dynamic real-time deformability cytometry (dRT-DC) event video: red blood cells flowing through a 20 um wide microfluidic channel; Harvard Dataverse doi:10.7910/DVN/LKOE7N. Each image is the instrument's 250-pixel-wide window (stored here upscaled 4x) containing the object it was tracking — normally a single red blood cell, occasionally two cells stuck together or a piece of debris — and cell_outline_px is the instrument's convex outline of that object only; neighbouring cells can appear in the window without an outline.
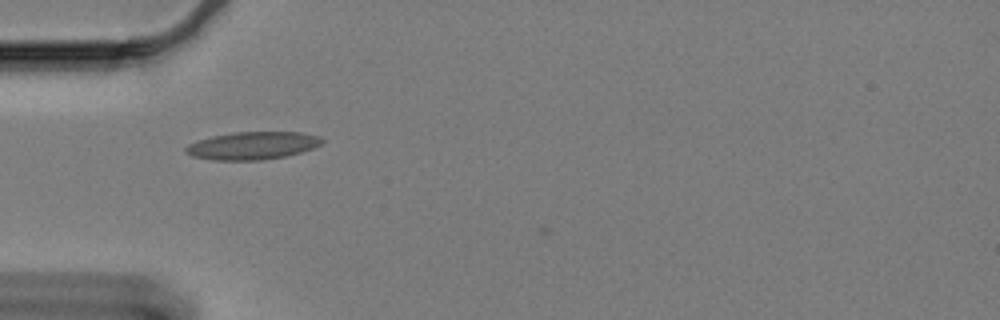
{"species": "Egyptian fruit bat (a non-hibernating species)", "species_latin": "Rousettus aegyptiacus", "temperature_condition": "cold", "stored_images_in_passage": 14, "camera_frame_rate_fps": 3000, "um_per_image_px": 0.085, "animal": {"sex": "female"}, "frame": {"image": 1, "passage_image": 10, "time_ms": 3.0, "image_size_px": [1000, 320], "cell_outline_px": [[324, 140], [320, 144], [312, 148], [300, 152], [284, 156], [260, 160], [212, 160], [192, 156], [184, 152], [184, 148], [188, 144], [196, 140], [212, 136], [232, 132], [300, 132], [320, 136]], "centroid_in_image_um": [21.41, 12.37], "position_along_channel_um": 63.6, "area_um2": 22.02}}
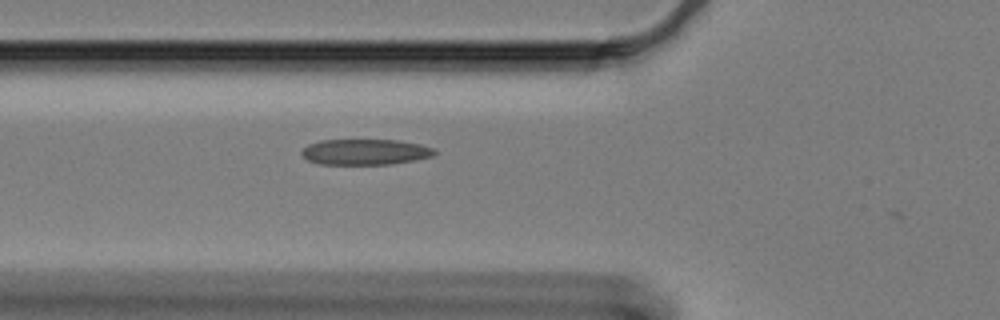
{"frame": {"image": 2, "passage_image": 13, "time_ms": 4.0, "image_size_px": [1000, 320], "cell_outline_px": [[436, 152], [432, 156], [416, 160], [388, 164], [320, 164], [308, 160], [300, 152], [308, 144], [320, 140], [396, 140], [420, 144], [436, 148]], "centroid_in_image_um": [31.06, 12.91], "position_along_channel_um": 94.7, "area_um2": 19.88}}